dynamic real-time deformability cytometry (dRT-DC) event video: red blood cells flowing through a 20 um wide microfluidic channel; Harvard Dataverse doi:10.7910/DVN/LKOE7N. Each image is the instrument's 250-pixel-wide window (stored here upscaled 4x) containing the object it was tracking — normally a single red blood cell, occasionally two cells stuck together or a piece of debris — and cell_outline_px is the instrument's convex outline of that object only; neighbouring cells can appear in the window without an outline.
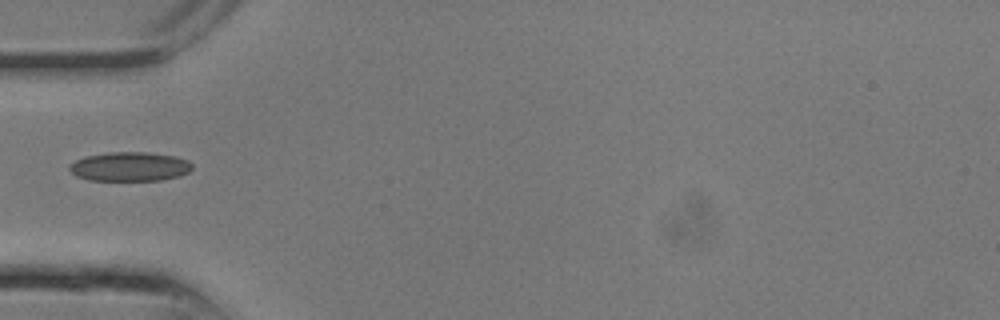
{"species": "common noctule bat (a hibernating species)", "species_latin": "Nyctalus noctula", "temperature_condition": "room temperature", "stored_images_in_passage": 3, "camera_frame_rate_fps": 3000, "um_per_image_px": 0.085, "animal": {"sex": "male", "body_mass_g": 13.3}, "frame": {"image": 1, "passage_image": 1, "time_ms": 0.0, "image_size_px": [1000, 320], "cell_outline_px": [[192, 168], [188, 172], [180, 176], [160, 180], [88, 180], [76, 176], [68, 168], [68, 164], [84, 156], [108, 152], [148, 152], [176, 156], [188, 160], [192, 164]], "centroid_in_image_um": [11.02, 14.15], "position_along_channel_um": 74.0, "area_um2": 21.04}}
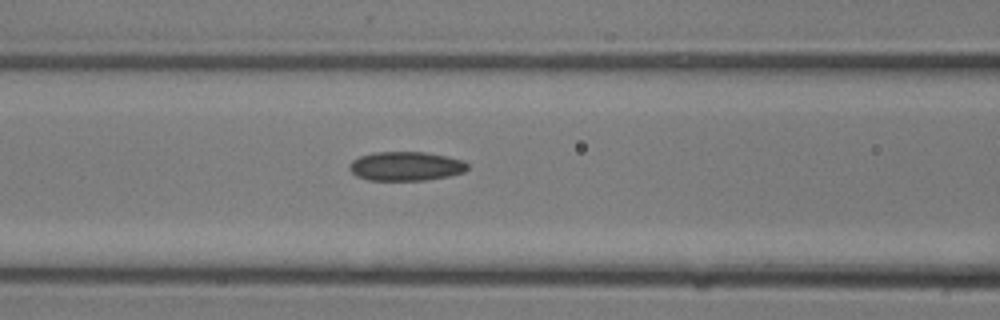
{"frame": {"image": 2, "passage_image": 3, "time_ms": 0.667, "image_size_px": [1000, 320], "cell_outline_px": [[468, 168], [464, 172], [448, 176], [424, 180], [368, 180], [356, 176], [348, 168], [348, 164], [352, 160], [360, 156], [376, 152], [424, 152], [448, 156], [464, 160], [468, 164]], "centroid_in_image_um": [34.49, 14.12], "position_along_channel_um": 132.1, "area_um2": 20.11}}